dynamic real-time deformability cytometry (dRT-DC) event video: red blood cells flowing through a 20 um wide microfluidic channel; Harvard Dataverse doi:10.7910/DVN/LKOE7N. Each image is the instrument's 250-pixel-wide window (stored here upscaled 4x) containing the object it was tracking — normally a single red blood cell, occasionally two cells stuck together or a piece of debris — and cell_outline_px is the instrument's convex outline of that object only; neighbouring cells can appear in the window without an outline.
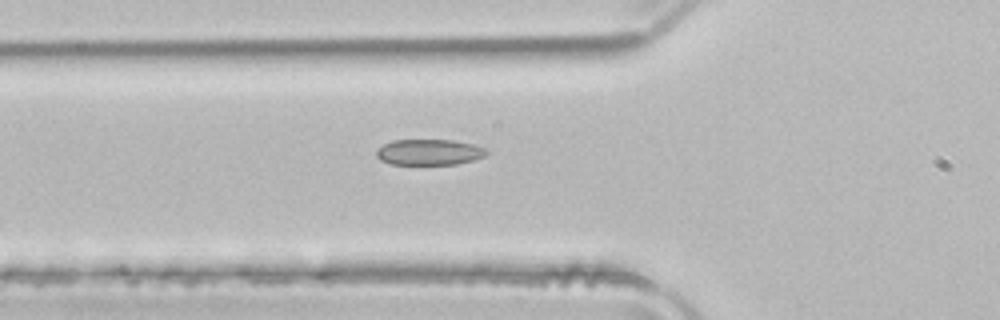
{"species": "common noctule bat (a hibernating species)", "species_latin": "Nyctalus noctula", "temperature_condition": "room temperature", "stored_images_in_passage": 32, "camera_frame_rate_fps": 3000, "um_per_image_px": 0.085, "animal": {"sex": "male", "body_mass_g": 21.5, "forearm_length_mm": 52.0}, "frame": {"image": 1, "passage_image": 2, "time_ms": 0.333, "image_size_px": [1000, 320], "cell_outline_px": [[488, 152], [484, 156], [472, 160], [456, 164], [392, 164], [380, 160], [376, 156], [376, 148], [392, 140], [452, 140], [472, 144], [484, 148]], "centroid_in_image_um": [36.43, 12.93], "position_along_channel_um": 89.4, "area_um2": 16.47}}
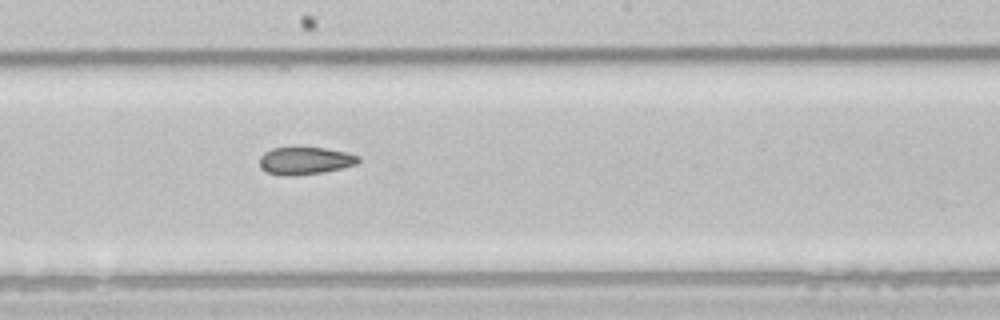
{"frame": {"image": 2, "passage_image": 12, "time_ms": 3.667, "image_size_px": [1000, 320], "cell_outline_px": [[360, 160], [356, 164], [324, 172], [288, 176], [284, 176], [268, 172], [260, 168], [260, 156], [264, 152], [272, 148], [324, 148], [348, 152], [360, 156]], "centroid_in_image_um": [25.94, 13.66], "position_along_channel_um": 222.3, "area_um2": 15.72}}
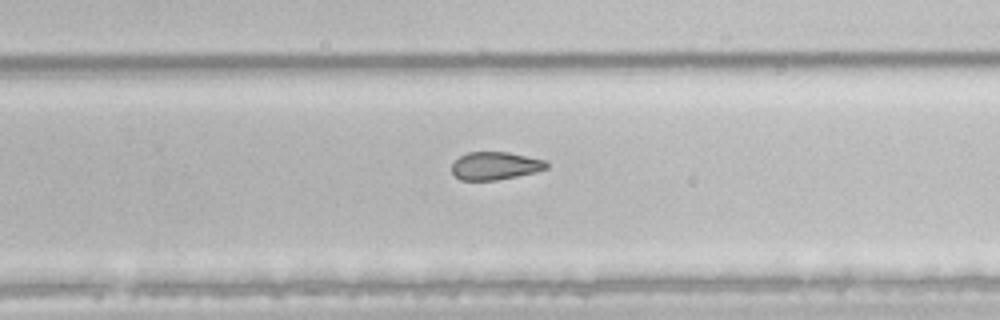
{"frame": {"image": 3, "passage_image": 17, "time_ms": 5.333, "image_size_px": [1000, 320], "cell_outline_px": [[548, 168], [536, 172], [496, 180], [460, 180], [452, 172], [452, 164], [460, 156], [468, 152], [508, 152], [548, 160]], "centroid_in_image_um": [42.13, 14.09], "position_along_channel_um": 287.7, "area_um2": 15.43}}